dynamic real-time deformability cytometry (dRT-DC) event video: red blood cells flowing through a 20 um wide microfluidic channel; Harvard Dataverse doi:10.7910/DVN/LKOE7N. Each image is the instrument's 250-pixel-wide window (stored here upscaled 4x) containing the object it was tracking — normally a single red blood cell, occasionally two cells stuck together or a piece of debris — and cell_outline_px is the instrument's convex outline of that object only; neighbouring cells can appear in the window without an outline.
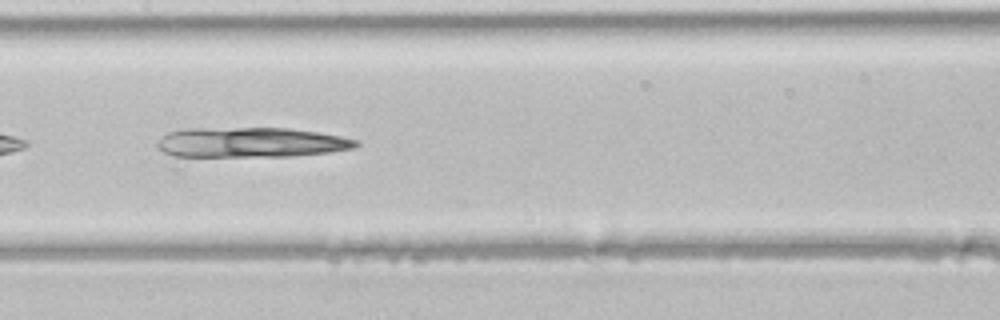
{"species": "common noctule bat (a hibernating species)", "species_latin": "Nyctalus noctula", "temperature_condition": "room temperature", "stored_images_in_passage": 28, "camera_frame_rate_fps": 3000, "um_per_image_px": 0.085, "animal": {"sex": "male", "body_mass_g": 21.5, "forearm_length_mm": 52.0}, "frame": {"image": 1, "passage_image": 17, "time_ms": 5.333, "image_size_px": [1000, 320], "cell_outline_px": [[360, 144], [352, 148], [332, 152], [172, 168], [156, 148], [156, 144], [160, 136], [168, 132], [184, 128], [288, 128], [316, 132], [340, 136], [360, 140]], "centroid_in_image_um": [20.76, 12.31], "position_along_channel_um": 186.6, "area_um2": 40.86}}